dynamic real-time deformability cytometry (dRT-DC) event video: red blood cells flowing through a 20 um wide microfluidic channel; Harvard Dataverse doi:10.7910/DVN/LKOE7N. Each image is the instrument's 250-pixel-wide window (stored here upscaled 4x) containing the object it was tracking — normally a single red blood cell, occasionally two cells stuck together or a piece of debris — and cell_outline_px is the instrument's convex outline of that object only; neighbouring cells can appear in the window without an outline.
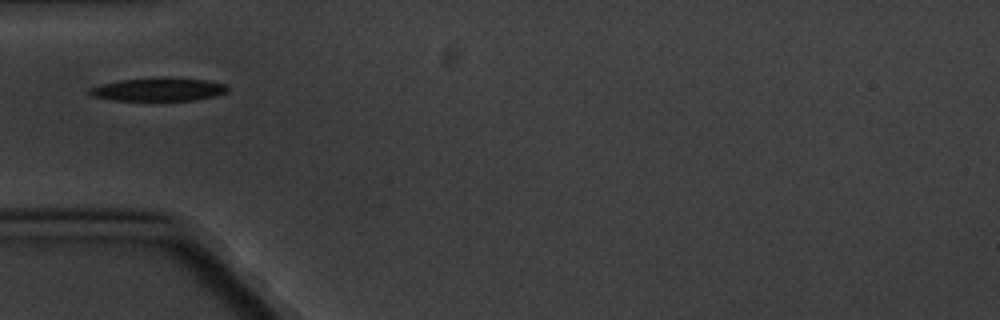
{"species": "common noctule bat (a hibernating species)", "species_latin": "Nyctalus noctula", "temperature_condition": "cold", "stored_images_in_passage": 3, "camera_frame_rate_fps": 3000, "um_per_image_px": 0.085, "animal": {"sex": "male", "body_mass_g": 20.1, "forearm_length_mm": 53.5}, "frame": {"image": 1, "passage_image": 1, "time_ms": 0.0, "image_size_px": [1000, 320], "cell_outline_px": [[228, 92], [212, 96], [192, 100], [112, 100], [92, 96], [88, 92], [88, 88], [100, 84], [120, 80], [152, 76], [172, 76], [204, 80], [224, 84], [228, 88]], "centroid_in_image_um": [13.42, 7.57], "position_along_channel_um": 71.6, "area_um2": 19.02}}